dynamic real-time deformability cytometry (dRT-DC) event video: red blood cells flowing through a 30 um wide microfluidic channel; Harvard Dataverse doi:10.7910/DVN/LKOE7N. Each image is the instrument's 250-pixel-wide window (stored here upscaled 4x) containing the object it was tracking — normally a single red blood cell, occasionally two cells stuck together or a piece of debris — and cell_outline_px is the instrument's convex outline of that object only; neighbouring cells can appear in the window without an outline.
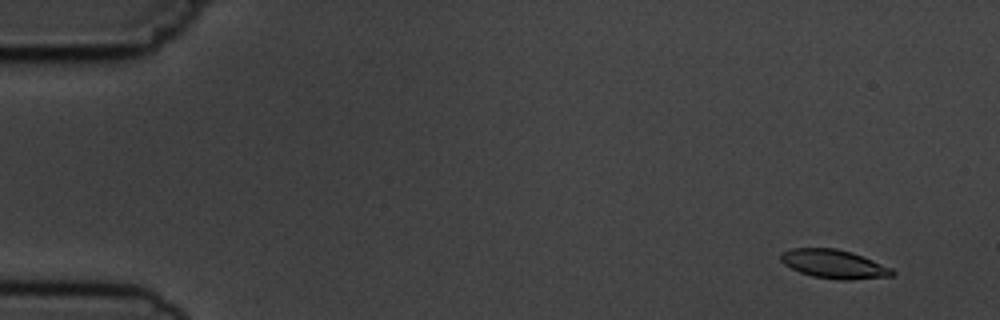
{"species": "common noctule bat (a hibernating species)", "species_latin": "Nyctalus noctula", "temperature_condition": "cold", "stored_images_in_passage": 5, "camera_frame_rate_fps": 3000, "um_per_image_px": 0.085, "animal": {"sex": "male", "body_mass_g": 19.5, "forearm_length_mm": 54.6}, "frame": {"image": 1, "passage_image": 2, "time_ms": 1.0, "image_size_px": [1000, 320], "cell_outline_px": [[896, 272], [892, 276], [848, 280], [836, 280], [812, 276], [800, 272], [784, 264], [780, 260], [780, 252], [792, 248], [836, 248], [852, 252], [892, 268]], "centroid_in_image_um": [70.87, 22.44], "position_along_channel_um": 14.1, "area_um2": 18.73}}
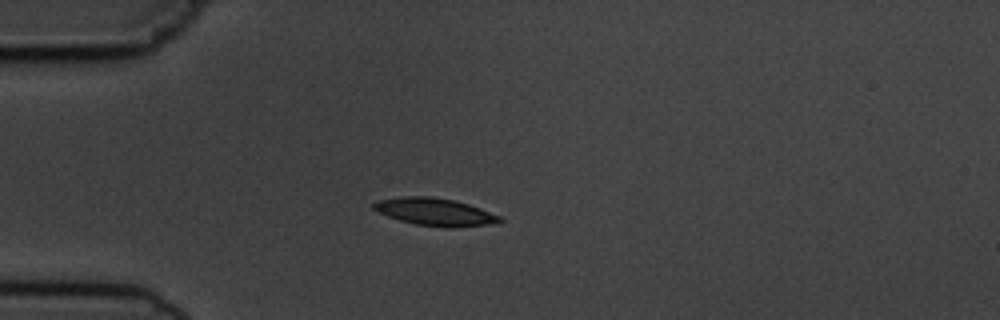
{"frame": {"image": 2, "passage_image": 5, "time_ms": 4.667, "image_size_px": [1000, 320], "cell_outline_px": [[504, 220], [488, 224], [448, 228], [444, 228], [416, 224], [400, 220], [388, 216], [372, 208], [372, 204], [376, 200], [404, 196], [432, 196], [452, 200], [468, 204], [480, 208], [500, 216]], "centroid_in_image_um": [36.94, 18.0], "position_along_channel_um": 48.1, "area_um2": 20.06}}